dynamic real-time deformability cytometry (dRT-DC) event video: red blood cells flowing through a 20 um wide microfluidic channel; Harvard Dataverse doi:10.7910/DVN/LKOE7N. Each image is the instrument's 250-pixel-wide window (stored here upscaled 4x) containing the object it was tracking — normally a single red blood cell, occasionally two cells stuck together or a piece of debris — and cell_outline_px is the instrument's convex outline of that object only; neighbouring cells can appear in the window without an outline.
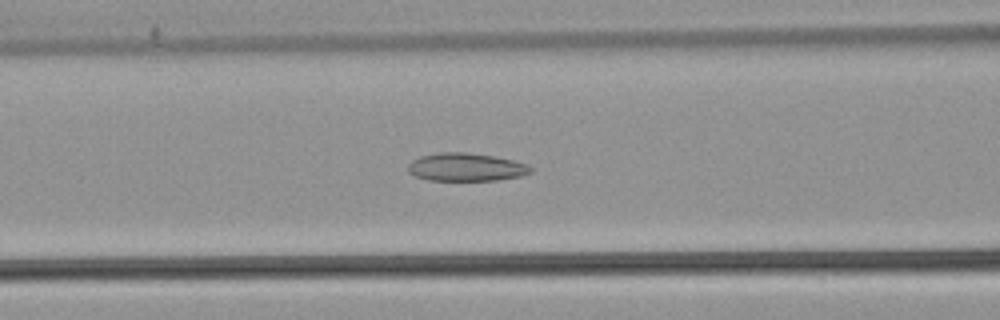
{"species": "common noctule bat (a hibernating species)", "species_latin": "Nyctalus noctula", "temperature_condition": "warm", "stored_images_in_passage": 54, "camera_frame_rate_fps": 3000, "um_per_image_px": 0.085, "animal": {"sex": "male", "body_mass_g": 21.5, "forearm_length_mm": 52.0}, "frame": {"image": 1, "passage_image": 23, "time_ms": 7.333, "image_size_px": [1000, 320], "cell_outline_px": [[532, 172], [520, 176], [496, 180], [428, 180], [416, 176], [408, 172], [408, 164], [412, 160], [420, 156], [440, 152], [464, 152], [492, 156], [512, 160], [528, 164], [532, 168]], "centroid_in_image_um": [39.6, 14.2], "position_along_channel_um": 127.0, "area_um2": 19.94}}
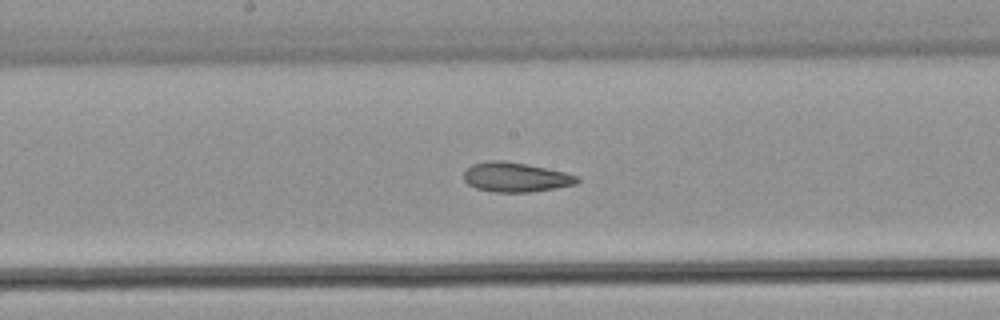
{"frame": {"image": 2, "passage_image": 29, "time_ms": 9.333, "image_size_px": [1000, 320], "cell_outline_px": [[580, 180], [576, 184], [556, 188], [528, 192], [496, 192], [476, 188], [468, 184], [464, 180], [464, 172], [472, 164], [488, 160], [504, 160], [564, 172], [580, 176]], "centroid_in_image_um": [43.83, 15.06], "position_along_channel_um": 204.4, "area_um2": 19.42}}
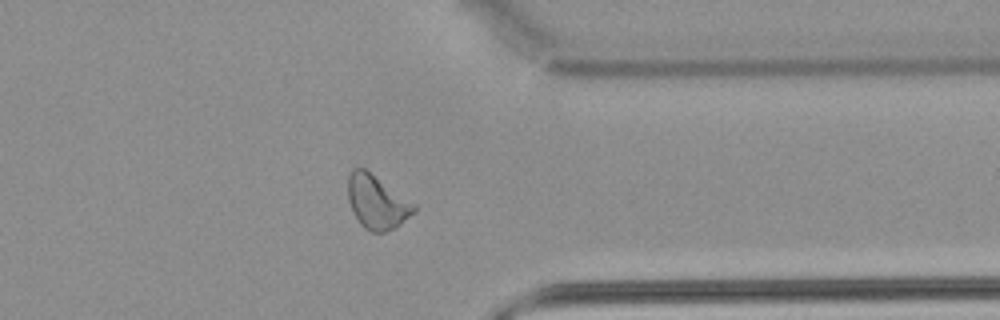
{"frame": {"image": 3, "passage_image": 43, "time_ms": 14.0, "image_size_px": [1000, 320], "cell_outline_px": [[416, 208], [396, 228], [384, 232], [372, 232], [364, 228], [360, 224], [352, 212], [348, 200], [348, 176], [352, 168], [364, 168], [416, 204]], "centroid_in_image_um": [32.0, 17.18], "position_along_channel_um": 379.4, "area_um2": 20.52}, "authors_computed_cell_mechanics": {"area_um2": 22.0796, "velocity_mm_per_s": 3.88, "shape_relaxation_time_tau1_ms": null, "shape_relaxation_time_tau2_ms": 3.6512, "deformation_change_tau1": null, "deformation_change_tau2": 0.1125}}